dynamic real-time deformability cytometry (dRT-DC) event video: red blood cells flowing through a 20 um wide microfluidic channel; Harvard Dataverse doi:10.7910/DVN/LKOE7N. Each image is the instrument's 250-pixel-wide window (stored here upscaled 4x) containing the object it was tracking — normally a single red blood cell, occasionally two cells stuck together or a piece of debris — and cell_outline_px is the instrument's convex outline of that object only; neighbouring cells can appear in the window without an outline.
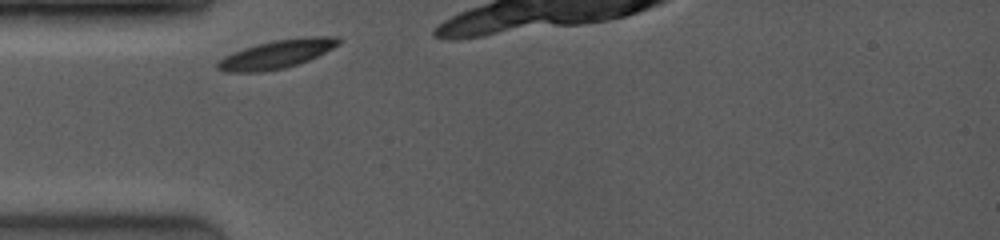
{"species": "common noctule bat (a hibernating species)", "species_latin": "Nyctalus noctula", "temperature_condition": "room temperature", "stored_images_in_passage": 3, "camera_frame_rate_fps": 4000, "um_per_image_px": 0.085, "animal": {"sex": "female", "body_mass_g": 19.0, "forearm_length_mm": 53.3}, "frame": {"image": 1, "passage_image": 1, "time_ms": 0.0, "image_size_px": [1000, 240], "cell_outline_px": [[340, 44], [308, 60], [284, 68], [256, 72], [228, 72], [216, 68], [216, 64], [224, 56], [244, 48], [256, 44], [276, 40], [320, 36], [336, 36], [340, 40]], "centroid_in_image_um": [23.5, 4.61], "position_along_channel_um": 61.5, "area_um2": 19.54}}
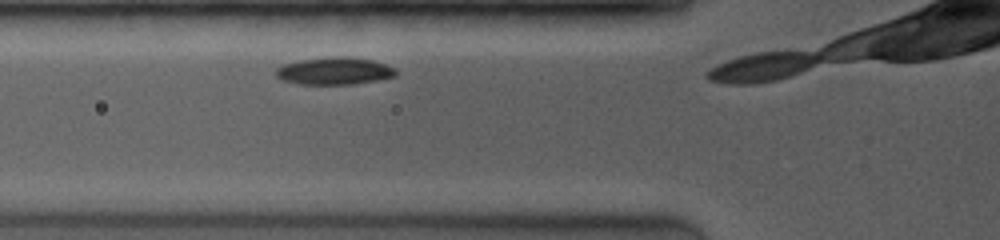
{"frame": {"image": 2, "passage_image": 2, "time_ms": 0.25, "image_size_px": [1000, 240], "cell_outline_px": [[396, 76], [376, 80], [352, 84], [300, 84], [284, 80], [276, 76], [276, 68], [284, 64], [300, 60], [328, 56], [340, 56], [372, 60], [384, 64], [392, 68], [396, 72]], "centroid_in_image_um": [28.39, 6.03], "position_along_channel_um": 97.4, "area_um2": 18.84}}